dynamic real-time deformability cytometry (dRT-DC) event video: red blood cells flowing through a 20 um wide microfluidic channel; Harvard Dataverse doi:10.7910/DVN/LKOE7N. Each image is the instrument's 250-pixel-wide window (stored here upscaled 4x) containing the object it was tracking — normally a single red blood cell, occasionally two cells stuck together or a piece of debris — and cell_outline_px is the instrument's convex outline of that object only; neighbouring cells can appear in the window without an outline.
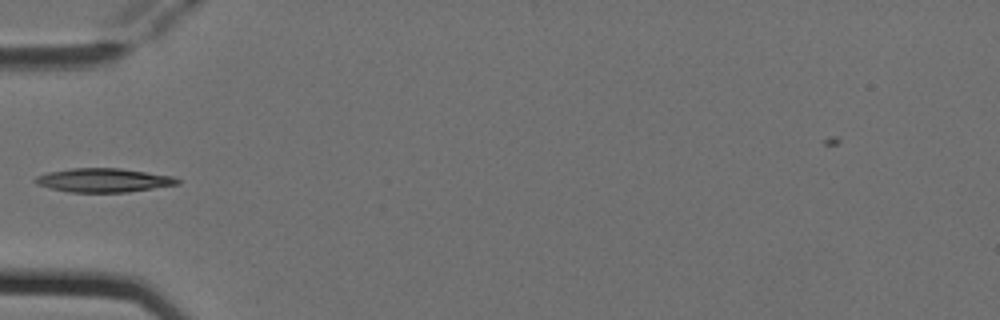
{"species": "Egyptian fruit bat (a non-hibernating species)", "species_latin": "Rousettus aegyptiacus", "temperature_condition": "cold", "stored_images_in_passage": 5, "camera_frame_rate_fps": 3000, "um_per_image_px": 0.085, "animal": {"sex": "female"}, "frame": {"image": 1, "passage_image": 4, "time_ms": 1.0, "image_size_px": [1000, 320], "cell_outline_px": [[180, 184], [128, 192], [72, 192], [52, 188], [36, 184], [32, 180], [36, 176], [48, 172], [72, 168], [120, 168], [172, 176], [180, 180]], "centroid_in_image_um": [8.8, 15.31], "position_along_channel_um": 76.2, "area_um2": 19.65}}
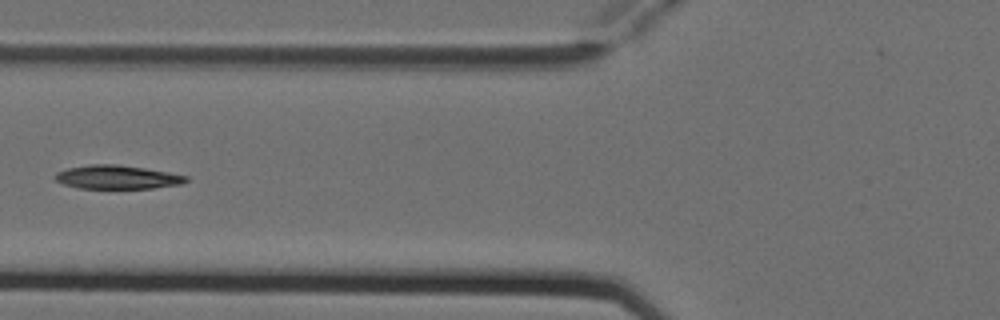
{"frame": {"image": 2, "passage_image": 5, "time_ms": 1.333, "image_size_px": [1000, 320], "cell_outline_px": [[188, 180], [180, 184], [152, 188], [80, 188], [64, 184], [56, 180], [56, 172], [68, 168], [88, 164], [116, 164], [144, 168], [168, 172], [188, 176]], "centroid_in_image_um": [9.96, 15.05], "position_along_channel_um": 115.8, "area_um2": 17.86}}